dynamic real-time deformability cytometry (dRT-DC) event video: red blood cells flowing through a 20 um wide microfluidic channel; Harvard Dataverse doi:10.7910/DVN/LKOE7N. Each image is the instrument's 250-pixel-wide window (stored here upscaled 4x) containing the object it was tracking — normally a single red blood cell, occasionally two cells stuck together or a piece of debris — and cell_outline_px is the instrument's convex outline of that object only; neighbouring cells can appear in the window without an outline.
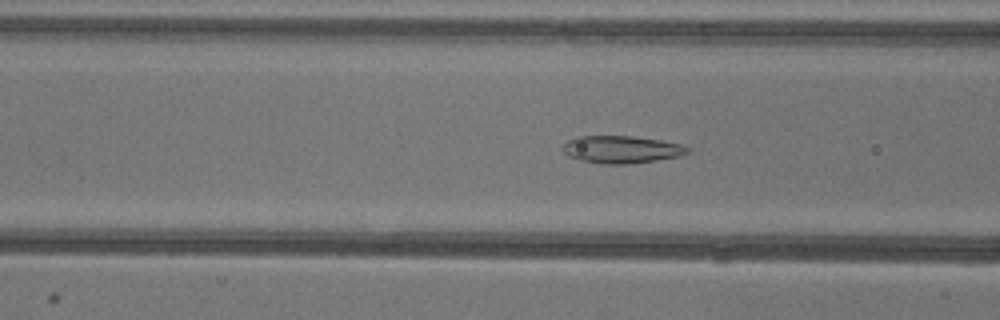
{"species": "common noctule bat (a hibernating species)", "species_latin": "Nyctalus noctula", "temperature_condition": "warm", "stored_images_in_passage": 52, "camera_frame_rate_fps": 3000, "um_per_image_px": 0.085, "animal": {"sex": "female"}, "frame": {"image": 1, "passage_image": 20, "time_ms": 6.333, "image_size_px": [1000, 320], "cell_outline_px": [[692, 152], [680, 156], [656, 160], [628, 164], [604, 164], [580, 160], [568, 156], [560, 148], [568, 140], [576, 136], [632, 136], [660, 140], [684, 144], [692, 148]], "centroid_in_image_um": [52.87, 12.7], "position_along_channel_um": 113.7, "area_um2": 20.23}}
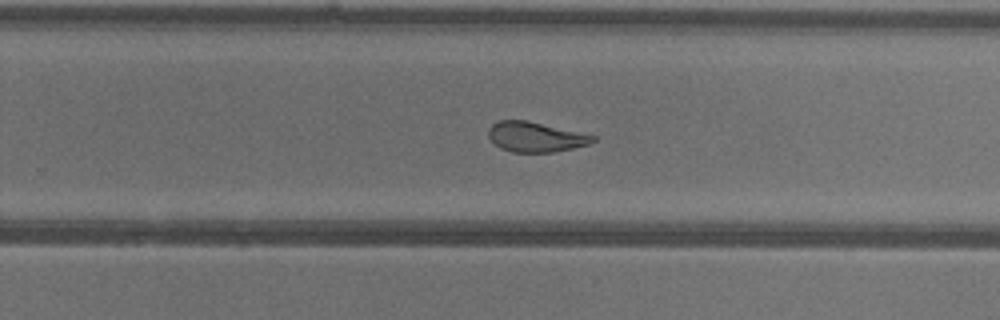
{"frame": {"image": 2, "passage_image": 33, "time_ms": 10.667, "image_size_px": [1000, 320], "cell_outline_px": [[596, 140], [588, 144], [572, 148], [552, 152], [512, 152], [500, 148], [488, 136], [488, 128], [492, 124], [500, 120], [528, 120], [596, 136]], "centroid_in_image_um": [45.5, 11.63], "position_along_channel_um": 284.3, "area_um2": 18.15}}
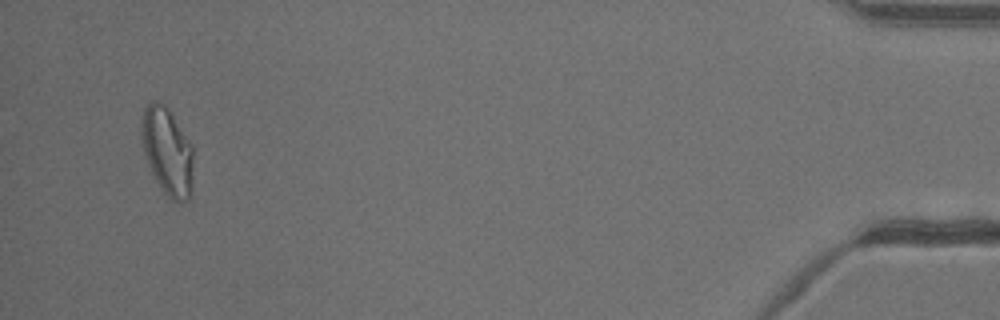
{"frame": {"image": 3, "passage_image": 50, "time_ms": 16.333, "image_size_px": [1000, 320], "cell_outline_px": [[192, 196], [188, 200], [180, 204], [172, 200], [164, 192], [156, 180], [148, 164], [144, 152], [140, 128], [144, 108], [152, 100], [156, 100], [164, 104], [172, 112], [192, 144]], "centroid_in_image_um": [14.24, 12.86], "position_along_channel_um": 421.0, "area_um2": 26.76}, "authors_computed_cell_mechanics": {"area_um2": 21.8195, "velocity_mm_per_s": 3.9399, "shape_relaxation_time_tau1_ms": null, "shape_relaxation_time_tau2_ms": 1.7563, "deformation_change_tau1": null, "deformation_change_tau2": 0.0878}}